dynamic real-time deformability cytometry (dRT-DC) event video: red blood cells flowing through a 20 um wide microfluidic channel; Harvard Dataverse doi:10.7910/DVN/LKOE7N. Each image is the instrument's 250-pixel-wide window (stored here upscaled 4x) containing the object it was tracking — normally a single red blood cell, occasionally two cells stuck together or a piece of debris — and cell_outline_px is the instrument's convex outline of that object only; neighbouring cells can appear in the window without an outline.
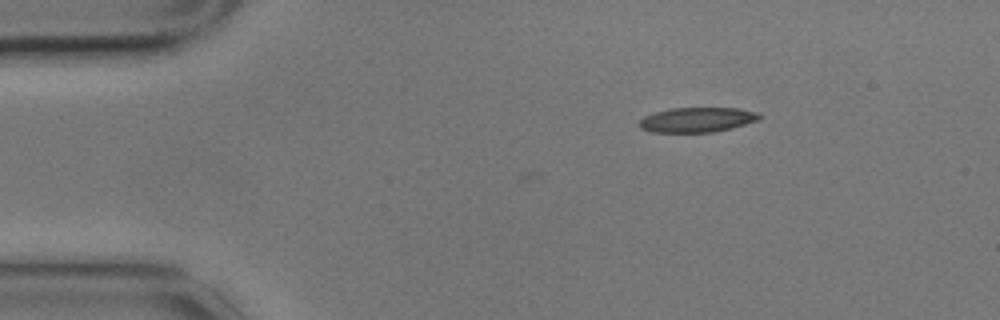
{"species": "common noctule bat (a hibernating species)", "species_latin": "Nyctalus noctula", "temperature_condition": "cold", "stored_images_in_passage": 4, "camera_frame_rate_fps": 3000, "um_per_image_px": 0.085, "animal": {"sex": "male", "body_mass_g": 17.9}, "frame": {"image": 1, "passage_image": 4, "time_ms": 1.0, "image_size_px": [1000, 320], "cell_outline_px": [[760, 120], [732, 128], [712, 132], [652, 132], [640, 128], [636, 124], [644, 116], [656, 112], [672, 108], [736, 108], [756, 112], [760, 116]], "centroid_in_image_um": [59.23, 10.18], "position_along_channel_um": 25.8, "area_um2": 17.34}}